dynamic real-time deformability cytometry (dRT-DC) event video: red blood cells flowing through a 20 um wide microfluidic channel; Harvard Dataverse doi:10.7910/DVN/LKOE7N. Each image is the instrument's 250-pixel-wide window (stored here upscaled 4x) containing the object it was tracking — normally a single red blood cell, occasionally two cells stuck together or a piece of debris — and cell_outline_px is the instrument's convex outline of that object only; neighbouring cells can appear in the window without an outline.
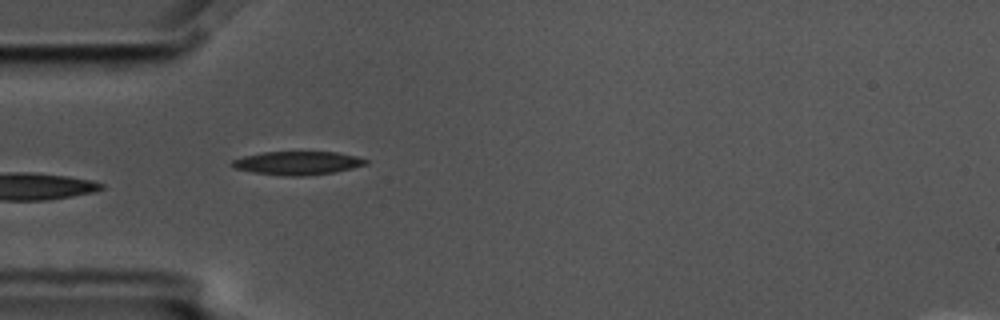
{"species": "common noctule bat (a hibernating species)", "species_latin": "Nyctalus noctula", "temperature_condition": "cold", "stored_images_in_passage": 7, "camera_frame_rate_fps": 3000, "um_per_image_px": 0.085, "animal": {"sex": "male", "body_mass_g": 17.5, "forearm_length_mm": 52.3}, "frame": {"image": 1, "passage_image": 4, "time_ms": 1.0, "image_size_px": [1000, 320], "cell_outline_px": [[368, 164], [352, 168], [332, 172], [304, 176], [288, 176], [256, 172], [232, 168], [228, 164], [232, 160], [244, 156], [264, 152], [336, 152], [356, 156], [368, 160]], "centroid_in_image_um": [25.27, 13.85], "position_along_channel_um": 59.7, "area_um2": 18.15}}